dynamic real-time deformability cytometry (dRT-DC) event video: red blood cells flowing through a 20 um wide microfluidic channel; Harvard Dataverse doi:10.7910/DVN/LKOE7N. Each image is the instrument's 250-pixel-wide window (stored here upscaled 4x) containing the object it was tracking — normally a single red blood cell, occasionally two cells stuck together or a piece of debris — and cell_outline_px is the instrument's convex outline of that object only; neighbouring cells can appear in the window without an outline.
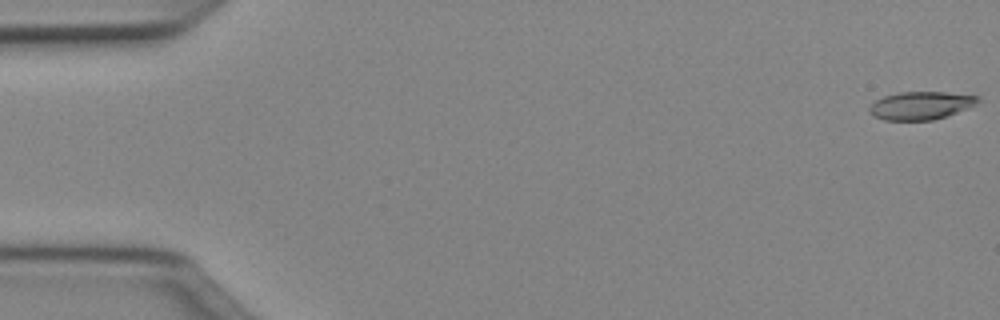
{"species": "Egyptian fruit bat (a non-hibernating species)", "species_latin": "Rousettus aegyptiacus", "temperature_condition": "cold", "stored_images_in_passage": 51, "camera_frame_rate_fps": 3000, "um_per_image_px": 0.085, "animal": {"sex": "female"}, "frame": {"image": 1, "passage_image": 1, "time_ms": 0.0, "image_size_px": [1000, 320], "cell_outline_px": [[980, 100], [968, 108], [932, 120], [884, 120], [872, 116], [868, 112], [868, 108], [876, 100], [884, 96], [900, 92], [944, 92], [980, 96]], "centroid_in_image_um": [78.22, 8.97], "position_along_channel_um": 6.8, "area_um2": 17.57}}
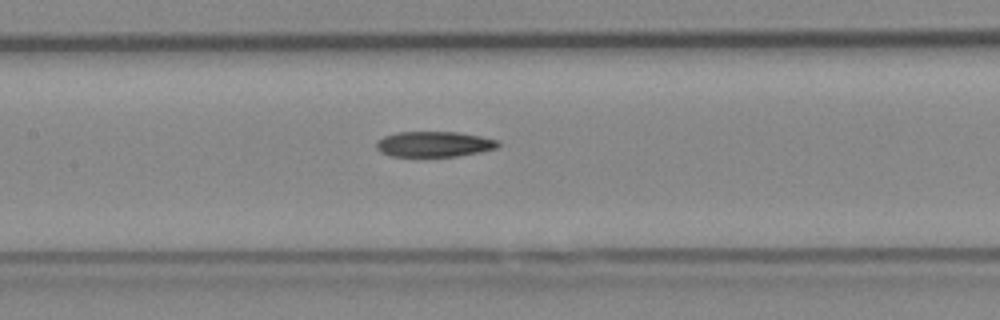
{"frame": {"image": 2, "passage_image": 24, "time_ms": 7.667, "image_size_px": [1000, 320], "cell_outline_px": [[500, 144], [496, 148], [480, 152], [456, 156], [388, 156], [380, 152], [376, 148], [376, 144], [384, 136], [396, 132], [456, 132], [480, 136], [500, 140]], "centroid_in_image_um": [36.9, 12.25], "position_along_channel_um": 170.5, "area_um2": 18.03}}
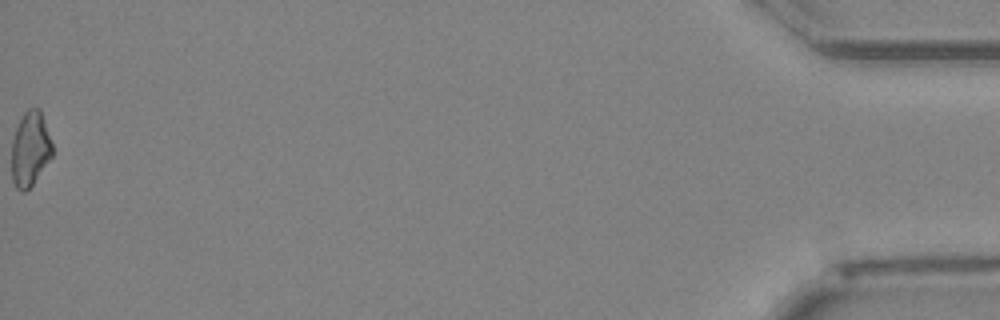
{"frame": {"image": 3, "passage_image": 51, "time_ms": 16.667, "image_size_px": [1000, 320], "cell_outline_px": [[52, 156], [32, 184], [24, 192], [20, 192], [16, 188], [12, 180], [12, 140], [16, 128], [24, 112], [28, 108], [40, 108], [52, 144]], "centroid_in_image_um": [2.55, 12.66], "position_along_channel_um": 432.6, "area_um2": 17.51}}